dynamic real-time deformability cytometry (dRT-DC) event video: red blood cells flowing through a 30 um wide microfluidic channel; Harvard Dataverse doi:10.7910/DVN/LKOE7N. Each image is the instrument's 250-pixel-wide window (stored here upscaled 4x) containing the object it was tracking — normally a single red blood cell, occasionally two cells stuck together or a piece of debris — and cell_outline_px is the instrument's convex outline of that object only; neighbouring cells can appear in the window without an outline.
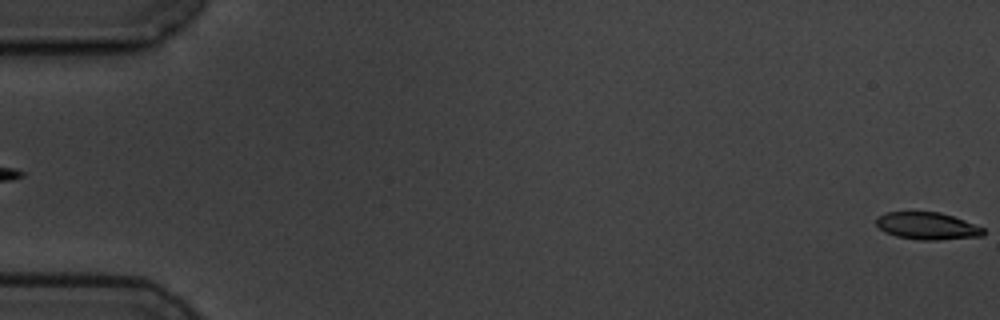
{"species": "common noctule bat (a hibernating species)", "species_latin": "Nyctalus noctula", "temperature_condition": "cold", "stored_images_in_passage": 7, "segment_of_instrument_passage": [2, 2], "camera_frame_rate_fps": 3000, "um_per_image_px": 0.085, "animal": {"sex": "male", "body_mass_g": 19.5, "forearm_length_mm": 54.6}, "frame": {"image": 1, "passage_image": 7, "time_ms": 6.667, "image_size_px": [1000, 320], "cell_outline_px": [[984, 236], [940, 240], [920, 240], [896, 236], [884, 232], [876, 224], [876, 220], [880, 216], [888, 212], [940, 212], [964, 220], [984, 228]], "centroid_in_image_um": [78.84, 19.22], "position_along_channel_um": 6.2, "area_um2": 16.94}}